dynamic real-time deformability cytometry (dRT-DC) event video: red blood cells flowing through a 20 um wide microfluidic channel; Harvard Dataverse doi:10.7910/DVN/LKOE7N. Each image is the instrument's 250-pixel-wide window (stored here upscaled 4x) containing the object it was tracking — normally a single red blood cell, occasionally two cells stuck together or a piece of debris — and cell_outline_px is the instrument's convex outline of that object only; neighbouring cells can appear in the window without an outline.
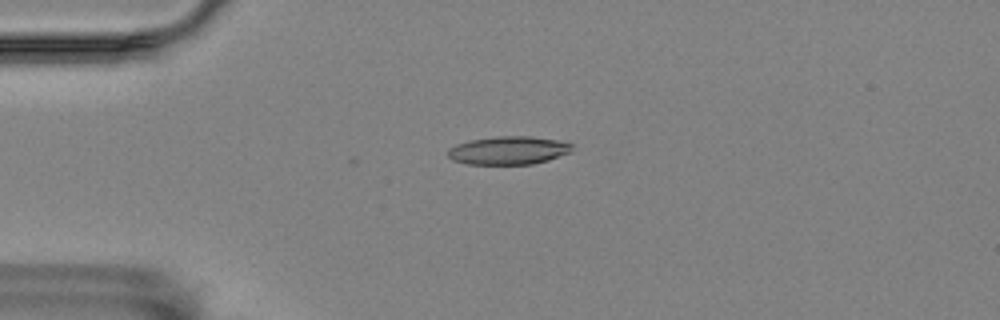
{"species": "Egyptian fruit bat (a non-hibernating species)", "species_latin": "Rousettus aegyptiacus", "temperature_condition": "room temperature", "stored_images_in_passage": 38, "camera_frame_rate_fps": 3000, "um_per_image_px": 0.085, "animal": {"sex": "female"}, "frame": {"image": 1, "passage_image": 2, "time_ms": 0.333, "image_size_px": [1000, 320], "cell_outline_px": [[572, 148], [568, 152], [548, 160], [532, 164], [468, 164], [452, 160], [448, 156], [448, 148], [456, 144], [468, 140], [496, 136], [532, 136], [556, 140], [572, 144]], "centroid_in_image_um": [43.16, 12.78], "position_along_channel_um": 41.8, "area_um2": 20.35}}
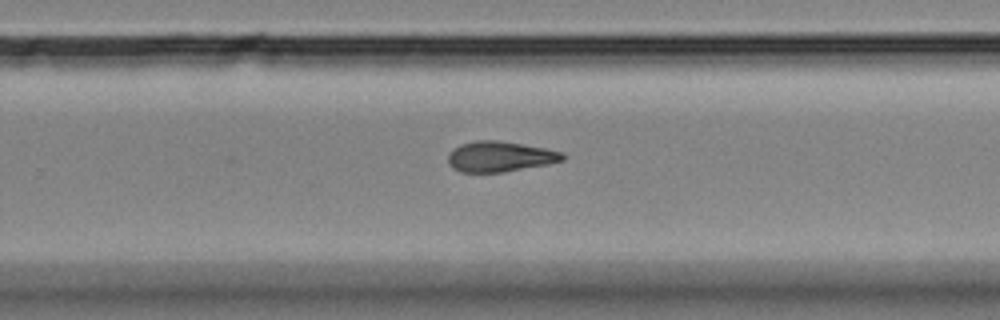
{"frame": {"image": 2, "passage_image": 25, "time_ms": 8.0, "image_size_px": [1000, 320], "cell_outline_px": [[564, 160], [548, 164], [504, 172], [460, 172], [452, 168], [448, 164], [448, 152], [452, 148], [460, 144], [476, 140], [496, 140], [544, 148], [564, 152]], "centroid_in_image_um": [42.45, 13.31], "position_along_channel_um": 287.4, "area_um2": 20.4}}
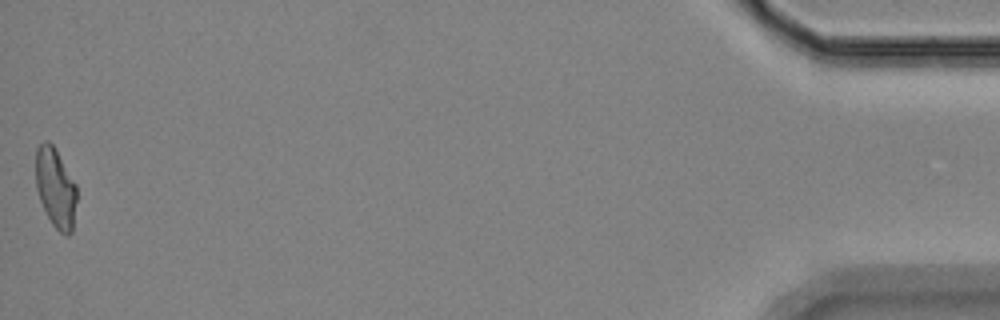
{"frame": {"image": 3, "passage_image": 38, "time_ms": 12.333, "image_size_px": [1000, 320], "cell_outline_px": [[76, 200], [72, 232], [68, 236], [64, 236], [52, 224], [40, 200], [36, 188], [36, 148], [44, 140], [48, 140], [52, 144], [76, 184]], "centroid_in_image_um": [4.72, 15.98], "position_along_channel_um": 430.5, "area_um2": 18.84}, "authors_computed_cell_mechanics": {"area_um2": 20.519, "velocity_mm_per_s": 3.5097, "shape_relaxation_time_tau1_ms": 7.1702, "shape_relaxation_time_tau2_ms": 4.0855, "deformation_change_tau1": 0.1761, "deformation_change_tau2": 0.1398}}